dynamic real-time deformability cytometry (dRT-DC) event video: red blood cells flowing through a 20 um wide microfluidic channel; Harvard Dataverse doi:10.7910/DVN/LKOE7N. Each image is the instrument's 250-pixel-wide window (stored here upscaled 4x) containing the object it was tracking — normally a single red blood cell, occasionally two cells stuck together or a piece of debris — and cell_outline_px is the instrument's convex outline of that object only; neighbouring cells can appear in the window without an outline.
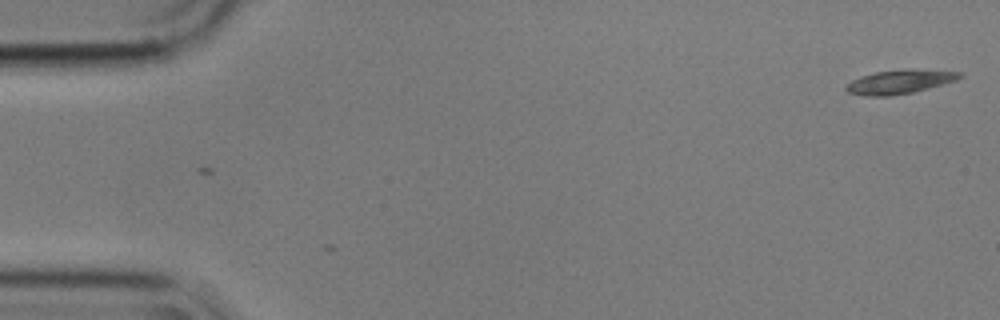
{"species": "common noctule bat (a hibernating species)", "species_latin": "Nyctalus noctula", "temperature_condition": "cold", "stored_images_in_passage": 5, "camera_frame_rate_fps": 3000, "um_per_image_px": 0.085, "animal": {"sex": "male", "body_mass_g": 17.9}, "frame": {"image": 1, "passage_image": 5, "time_ms": 1.333, "image_size_px": [1000, 320], "cell_outline_px": [[964, 76], [956, 80], [928, 88], [912, 92], [892, 96], [864, 96], [848, 92], [844, 88], [852, 80], [860, 76], [876, 72], [964, 72]], "centroid_in_image_um": [76.38, 7.02], "position_along_channel_um": 8.6, "area_um2": 14.68}}